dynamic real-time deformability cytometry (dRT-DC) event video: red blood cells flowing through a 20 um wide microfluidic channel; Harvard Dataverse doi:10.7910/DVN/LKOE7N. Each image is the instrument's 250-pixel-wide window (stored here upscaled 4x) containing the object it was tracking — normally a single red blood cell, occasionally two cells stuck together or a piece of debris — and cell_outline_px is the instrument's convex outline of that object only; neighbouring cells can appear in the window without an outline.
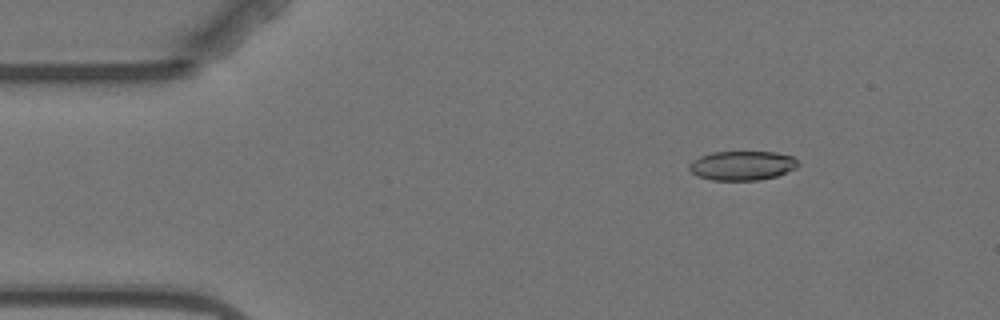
{"species": "Egyptian fruit bat (a non-hibernating species)", "species_latin": "Rousettus aegyptiacus", "temperature_condition": "warm", "stored_images_in_passage": 6, "camera_frame_rate_fps": 3000, "um_per_image_px": 0.085, "animal": {"sex": "female"}, "frame": {"image": 1, "passage_image": 3, "time_ms": 2.333, "image_size_px": [1000, 320], "cell_outline_px": [[800, 164], [796, 168], [776, 176], [760, 180], [712, 180], [696, 176], [688, 168], [688, 164], [692, 160], [700, 156], [712, 152], [776, 152], [792, 156]], "centroid_in_image_um": [63.06, 14.07], "position_along_channel_um": 21.9, "area_um2": 18.67}}
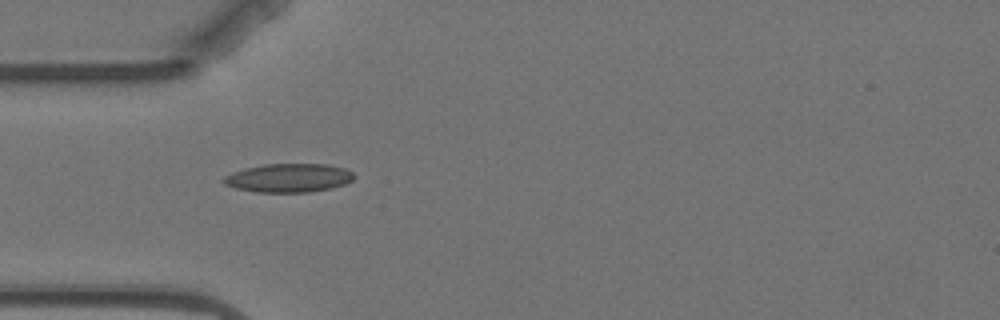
{"frame": {"image": 2, "passage_image": 5, "time_ms": 5.333, "image_size_px": [1000, 320], "cell_outline_px": [[356, 176], [352, 180], [344, 184], [332, 188], [308, 192], [256, 192], [236, 188], [224, 184], [220, 180], [224, 176], [232, 172], [244, 168], [264, 164], [328, 164], [344, 168], [352, 172]], "centroid_in_image_um": [24.52, 15.12], "position_along_channel_um": 60.5, "area_um2": 21.91}}
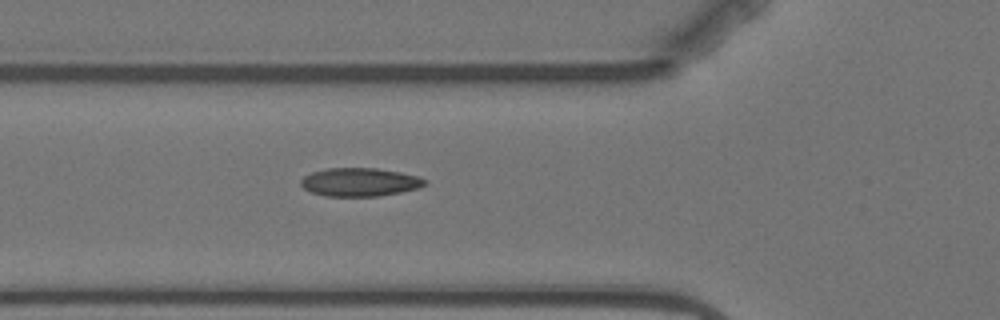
{"frame": {"image": 3, "passage_image": 6, "time_ms": 6.333, "image_size_px": [1000, 320], "cell_outline_px": [[428, 184], [420, 188], [400, 192], [376, 196], [324, 196], [312, 192], [304, 188], [300, 184], [300, 180], [304, 176], [312, 172], [328, 168], [376, 168], [400, 172], [420, 176]], "centroid_in_image_um": [30.59, 15.47], "position_along_channel_um": 95.2, "area_um2": 20.52}}